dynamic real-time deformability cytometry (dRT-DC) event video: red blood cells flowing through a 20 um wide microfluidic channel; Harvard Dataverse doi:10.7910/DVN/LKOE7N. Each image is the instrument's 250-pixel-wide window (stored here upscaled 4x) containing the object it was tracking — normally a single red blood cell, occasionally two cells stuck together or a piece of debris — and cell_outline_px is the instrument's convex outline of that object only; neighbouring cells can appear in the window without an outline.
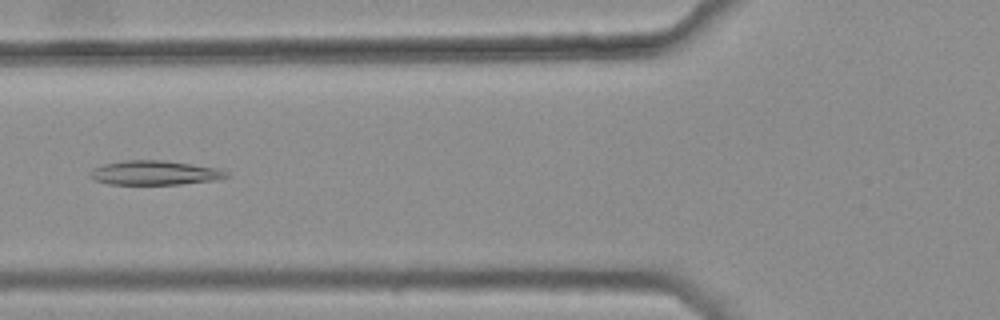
{"species": "common noctule bat (a hibernating species)", "species_latin": "Nyctalus noctula", "temperature_condition": "warm", "stored_images_in_passage": 35, "camera_frame_rate_fps": 3000, "um_per_image_px": 0.085, "animal": {"sex": "female", "body_mass_g": 25.1}, "frame": {"image": 1, "passage_image": 13, "time_ms": 4.0, "image_size_px": [1000, 320], "cell_outline_px": [[228, 176], [216, 180], [180, 184], [108, 184], [96, 180], [88, 176], [96, 168], [104, 164], [128, 160], [164, 160], [192, 164], [216, 168], [228, 172]], "centroid_in_image_um": [13.17, 14.69], "position_along_channel_um": 112.6, "area_um2": 19.02}}
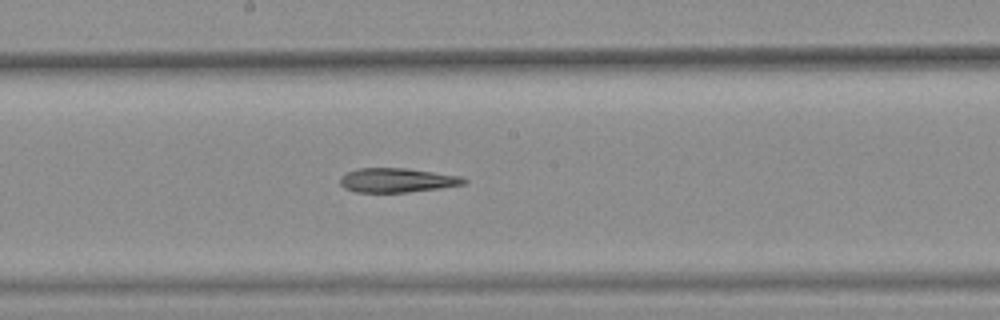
{"frame": {"image": 2, "passage_image": 21, "time_ms": 6.667, "image_size_px": [1000, 320], "cell_outline_px": [[468, 180], [464, 184], [440, 188], [404, 192], [356, 192], [344, 188], [340, 184], [340, 176], [348, 172], [360, 168], [404, 168], [464, 176]], "centroid_in_image_um": [33.76, 15.31], "position_along_channel_um": 214.4, "area_um2": 17.46}}
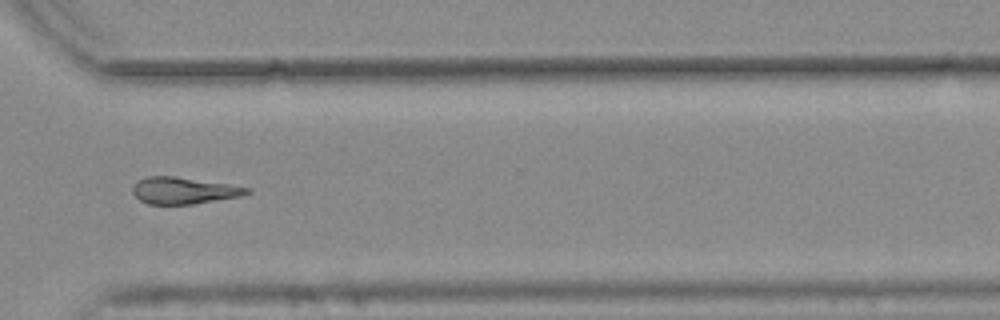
{"frame": {"image": 3, "passage_image": 32, "time_ms": 10.333, "image_size_px": [1000, 320], "cell_outline_px": [[252, 192], [240, 196], [192, 204], [148, 204], [140, 200], [132, 192], [132, 188], [140, 180], [148, 176], [172, 176], [228, 184], [252, 188]], "centroid_in_image_um": [15.64, 16.2], "position_along_channel_um": 355.0, "area_um2": 17.51}}